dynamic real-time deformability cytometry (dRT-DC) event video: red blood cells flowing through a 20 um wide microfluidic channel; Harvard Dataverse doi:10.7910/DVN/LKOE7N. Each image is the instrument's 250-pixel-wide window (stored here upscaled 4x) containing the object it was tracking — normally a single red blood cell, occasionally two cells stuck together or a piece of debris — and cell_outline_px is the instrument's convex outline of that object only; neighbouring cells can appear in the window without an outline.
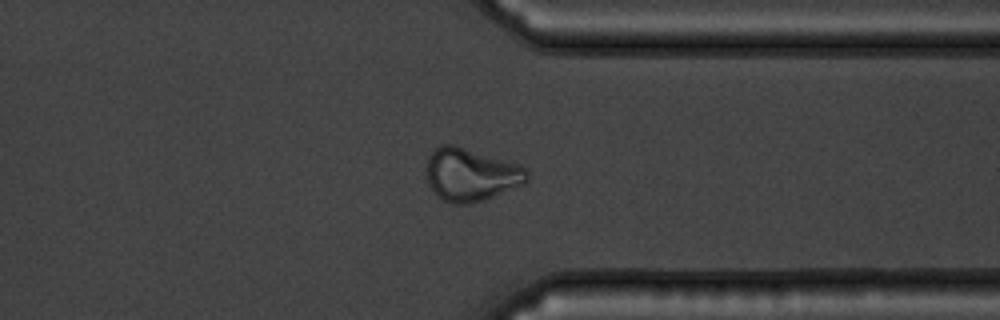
{"species": "common noctule bat (a hibernating species)", "species_latin": "Nyctalus noctula", "temperature_condition": "warm", "stored_images_in_passage": 52, "camera_frame_rate_fps": 3000, "um_per_image_px": 0.085, "animal": {"sex": "male", "body_mass_g": 19.5, "forearm_length_mm": 54.6}, "frame": {"image": 1, "passage_image": 40, "time_ms": 13.0, "image_size_px": [1000, 320], "cell_outline_px": [[528, 180], [524, 184], [484, 200], [468, 204], [452, 204], [436, 196], [428, 184], [428, 156], [440, 144], [456, 144], [520, 164], [528, 172]], "centroid_in_image_um": [40.04, 14.83], "position_along_channel_um": 371.4, "area_um2": 31.21}}
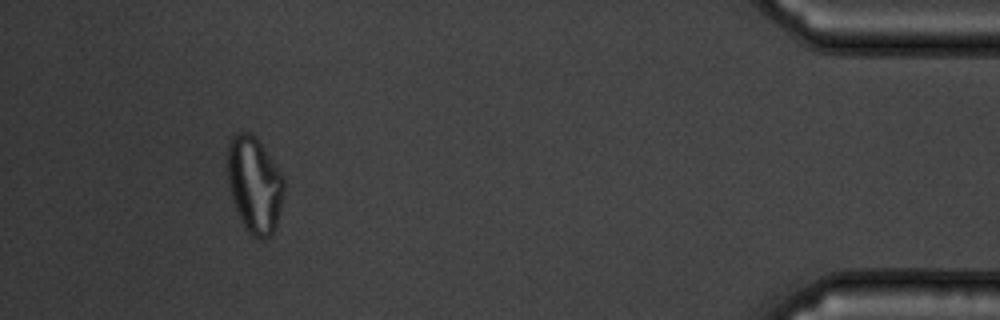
{"frame": {"image": 2, "passage_image": 48, "time_ms": 15.667, "image_size_px": [1000, 320], "cell_outline_px": [[284, 192], [276, 228], [272, 236], [260, 240], [252, 236], [248, 232], [240, 220], [228, 184], [228, 144], [232, 136], [236, 132], [248, 132], [256, 136], [280, 172], [284, 180]], "centroid_in_image_um": [21.64, 15.72], "position_along_channel_um": 413.6, "area_um2": 31.67}}